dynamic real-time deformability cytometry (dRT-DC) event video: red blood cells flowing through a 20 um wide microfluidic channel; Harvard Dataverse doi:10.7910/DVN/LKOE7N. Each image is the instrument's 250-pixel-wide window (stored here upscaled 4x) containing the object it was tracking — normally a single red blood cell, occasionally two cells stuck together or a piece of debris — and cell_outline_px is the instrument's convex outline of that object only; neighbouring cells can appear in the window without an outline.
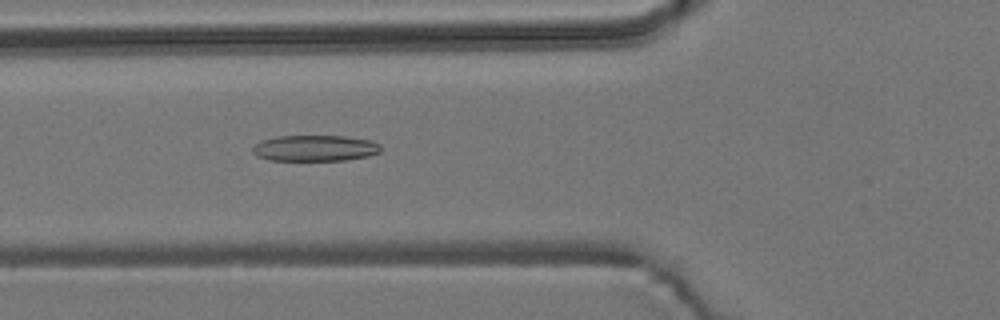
{"species": "common noctule bat (a hibernating species)", "species_latin": "Nyctalus noctula", "temperature_condition": "room temperature", "stored_images_in_passage": 41, "camera_frame_rate_fps": 3000, "um_per_image_px": 0.085, "animal": {"sex": "male", "body_mass_g": 19.2, "forearm_length_mm": 51.8}, "frame": {"image": 1, "passage_image": 6, "time_ms": 1.667, "image_size_px": [1000, 320], "cell_outline_px": [[380, 152], [368, 156], [344, 160], [268, 160], [256, 156], [252, 152], [252, 148], [260, 140], [276, 136], [344, 136], [372, 140], [380, 144]], "centroid_in_image_um": [26.75, 12.59], "position_along_channel_um": 99.1, "area_um2": 19.54}}
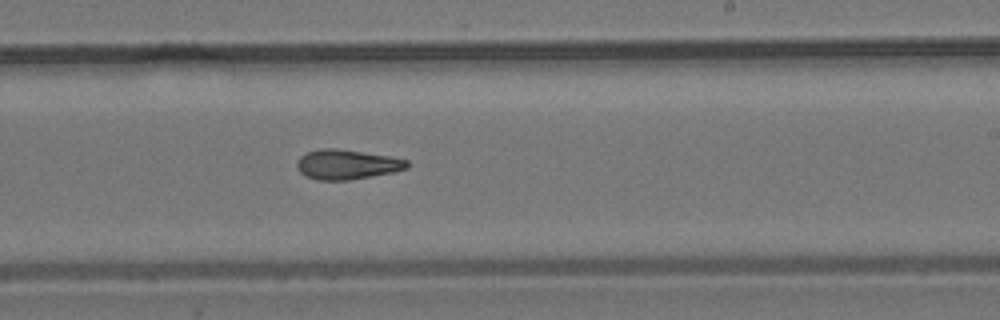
{"frame": {"image": 2, "passage_image": 19, "time_ms": 6.0, "image_size_px": [1000, 320], "cell_outline_px": [[408, 168], [392, 172], [348, 180], [316, 180], [304, 176], [296, 168], [296, 164], [300, 156], [304, 152], [320, 148], [336, 148], [388, 156], [408, 160]], "centroid_in_image_um": [29.41, 13.97], "position_along_channel_um": 259.6, "area_um2": 19.13}}
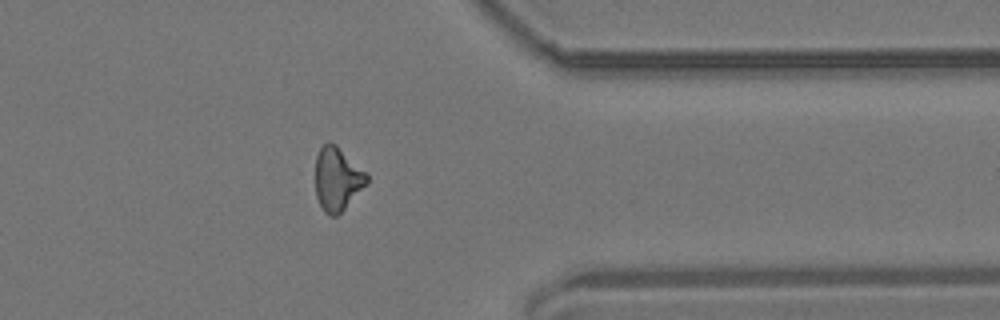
{"frame": {"image": 3, "passage_image": 30, "time_ms": 9.667, "image_size_px": [1000, 320], "cell_outline_px": [[368, 184], [336, 216], [332, 216], [324, 212], [316, 196], [316, 156], [320, 148], [328, 140], [336, 144], [368, 172]], "centroid_in_image_um": [28.7, 15.17], "position_along_channel_um": 382.7, "area_um2": 19.19}, "authors_computed_cell_mechanics": {"area_um2": 19.074, "velocity_mm_per_s": 3.6888, "shape_relaxation_time_tau1_ms": null, "shape_relaxation_time_tau2_ms": 4.7909, "deformation_change_tau1": null, "deformation_change_tau2": 0.1404}}